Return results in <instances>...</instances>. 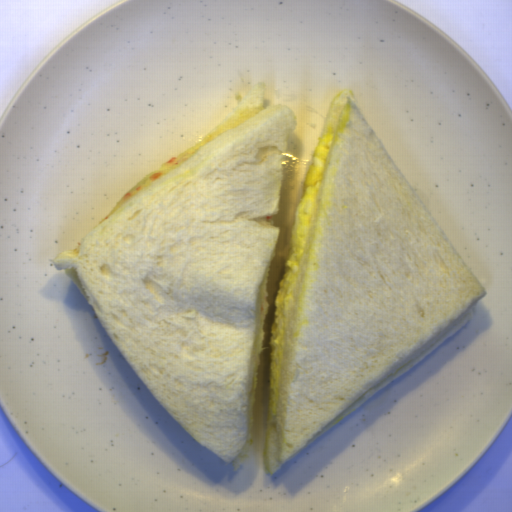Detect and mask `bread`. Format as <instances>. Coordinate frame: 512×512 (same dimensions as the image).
<instances>
[{"label":"bread","mask_w":512,"mask_h":512,"mask_svg":"<svg viewBox=\"0 0 512 512\" xmlns=\"http://www.w3.org/2000/svg\"><path fill=\"white\" fill-rule=\"evenodd\" d=\"M327 133L265 431L269 476L442 346L487 294L352 91L332 100Z\"/></svg>","instance_id":"bread-2"},{"label":"bread","mask_w":512,"mask_h":512,"mask_svg":"<svg viewBox=\"0 0 512 512\" xmlns=\"http://www.w3.org/2000/svg\"><path fill=\"white\" fill-rule=\"evenodd\" d=\"M263 89L53 261L148 390L233 472L251 442L274 221L297 126L287 105L264 106Z\"/></svg>","instance_id":"bread-1"}]
</instances>
